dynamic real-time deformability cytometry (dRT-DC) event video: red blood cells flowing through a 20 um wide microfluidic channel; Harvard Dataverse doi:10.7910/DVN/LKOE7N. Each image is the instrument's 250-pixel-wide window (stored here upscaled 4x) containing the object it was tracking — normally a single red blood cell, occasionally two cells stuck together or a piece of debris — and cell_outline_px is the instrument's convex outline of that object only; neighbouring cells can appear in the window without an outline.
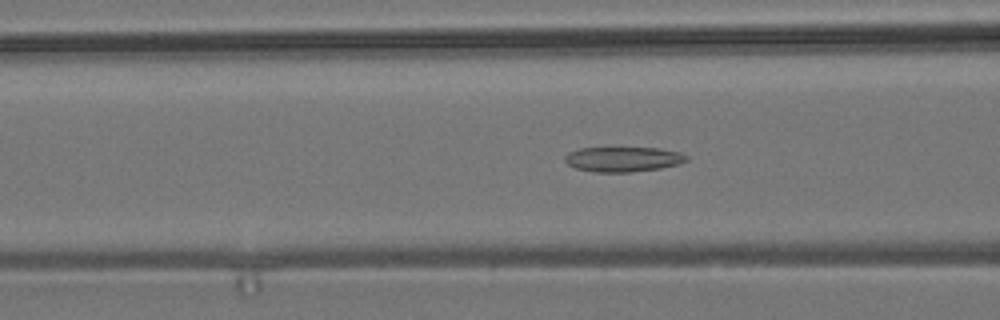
{"species": "common noctule bat (a hibernating species)", "species_latin": "Nyctalus noctula", "temperature_condition": "room temperature", "stored_images_in_passage": 33, "camera_frame_rate_fps": 3000, "um_per_image_px": 0.085, "animal": {"sex": "male", "body_mass_g": 19.2, "forearm_length_mm": 51.8}, "frame": {"image": 1, "passage_image": 21, "time_ms": 6.667, "image_size_px": [1000, 320], "cell_outline_px": [[688, 160], [680, 164], [660, 168], [632, 172], [596, 172], [576, 168], [568, 164], [564, 160], [564, 156], [568, 152], [580, 148], [660, 148], [680, 152], [688, 156]], "centroid_in_image_um": [52.98, 13.53], "position_along_channel_um": 113.6, "area_um2": 17.74}}
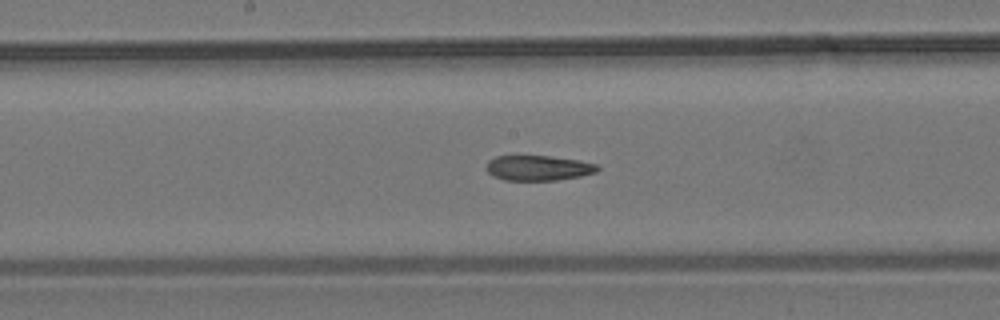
{"frame": {"image": 2, "passage_image": 28, "time_ms": 9.0, "image_size_px": [1000, 320], "cell_outline_px": [[600, 168], [596, 172], [580, 176], [556, 180], [504, 180], [492, 176], [488, 172], [488, 160], [496, 156], [548, 156], [580, 160], [596, 164]], "centroid_in_image_um": [45.76, 14.28], "position_along_channel_um": 202.4, "area_um2": 16.18}}
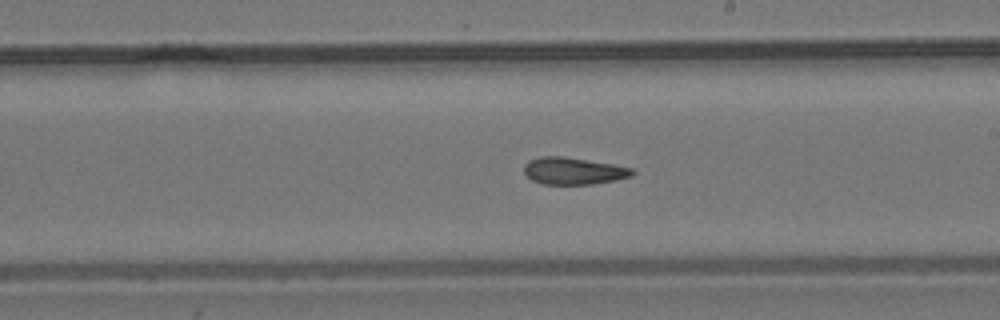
{"frame": {"image": 3, "passage_image": 31, "time_ms": 10.0, "image_size_px": [1000, 320], "cell_outline_px": [[636, 172], [632, 176], [616, 180], [592, 184], [544, 184], [532, 180], [524, 172], [524, 164], [528, 160], [540, 156], [564, 156], [612, 164], [632, 168]], "centroid_in_image_um": [48.74, 14.52], "position_along_channel_um": 240.3, "area_um2": 17.11}}